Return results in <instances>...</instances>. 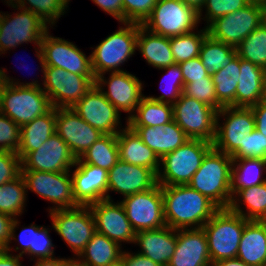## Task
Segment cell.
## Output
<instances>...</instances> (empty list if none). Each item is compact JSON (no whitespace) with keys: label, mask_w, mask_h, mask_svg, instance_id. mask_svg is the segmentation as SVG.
Listing matches in <instances>:
<instances>
[{"label":"cell","mask_w":266,"mask_h":266,"mask_svg":"<svg viewBox=\"0 0 266 266\" xmlns=\"http://www.w3.org/2000/svg\"><path fill=\"white\" fill-rule=\"evenodd\" d=\"M164 220L175 230L202 228L219 210L206 196L188 185L161 186Z\"/></svg>","instance_id":"6da1fadb"},{"label":"cell","mask_w":266,"mask_h":266,"mask_svg":"<svg viewBox=\"0 0 266 266\" xmlns=\"http://www.w3.org/2000/svg\"><path fill=\"white\" fill-rule=\"evenodd\" d=\"M0 76L3 81L0 89V112L19 127L46 114L52 108L49 97L38 80L28 83L15 81L7 76L5 68L0 69Z\"/></svg>","instance_id":"7a4b0ae2"},{"label":"cell","mask_w":266,"mask_h":266,"mask_svg":"<svg viewBox=\"0 0 266 266\" xmlns=\"http://www.w3.org/2000/svg\"><path fill=\"white\" fill-rule=\"evenodd\" d=\"M232 164L230 155L212 148L203 158L188 186L206 196L219 209H227L232 200Z\"/></svg>","instance_id":"3957f363"},{"label":"cell","mask_w":266,"mask_h":266,"mask_svg":"<svg viewBox=\"0 0 266 266\" xmlns=\"http://www.w3.org/2000/svg\"><path fill=\"white\" fill-rule=\"evenodd\" d=\"M36 57L43 73L42 90L54 108H71L80 101L95 84L96 78L67 72L58 67L46 66L41 43L37 45Z\"/></svg>","instance_id":"277c9868"},{"label":"cell","mask_w":266,"mask_h":266,"mask_svg":"<svg viewBox=\"0 0 266 266\" xmlns=\"http://www.w3.org/2000/svg\"><path fill=\"white\" fill-rule=\"evenodd\" d=\"M249 220L232 212L219 209L202 227L208 241L212 263L236 258L245 224Z\"/></svg>","instance_id":"5b68a950"},{"label":"cell","mask_w":266,"mask_h":266,"mask_svg":"<svg viewBox=\"0 0 266 266\" xmlns=\"http://www.w3.org/2000/svg\"><path fill=\"white\" fill-rule=\"evenodd\" d=\"M213 148V143L202 139H189L173 152L160 159L157 182L161 186L188 185L201 166L203 158ZM163 168V169H162Z\"/></svg>","instance_id":"8992f818"},{"label":"cell","mask_w":266,"mask_h":266,"mask_svg":"<svg viewBox=\"0 0 266 266\" xmlns=\"http://www.w3.org/2000/svg\"><path fill=\"white\" fill-rule=\"evenodd\" d=\"M119 30L103 39L92 51L91 64L95 77L106 72L123 71L125 61L137 50L138 24L123 23Z\"/></svg>","instance_id":"52a82bcc"},{"label":"cell","mask_w":266,"mask_h":266,"mask_svg":"<svg viewBox=\"0 0 266 266\" xmlns=\"http://www.w3.org/2000/svg\"><path fill=\"white\" fill-rule=\"evenodd\" d=\"M199 12L181 0H158L142 26L150 32L172 37L198 29Z\"/></svg>","instance_id":"ba28073f"},{"label":"cell","mask_w":266,"mask_h":266,"mask_svg":"<svg viewBox=\"0 0 266 266\" xmlns=\"http://www.w3.org/2000/svg\"><path fill=\"white\" fill-rule=\"evenodd\" d=\"M8 6L20 11L14 16L0 12V54L23 43L38 45L50 27L33 12L17 7L10 0Z\"/></svg>","instance_id":"9c48e42d"},{"label":"cell","mask_w":266,"mask_h":266,"mask_svg":"<svg viewBox=\"0 0 266 266\" xmlns=\"http://www.w3.org/2000/svg\"><path fill=\"white\" fill-rule=\"evenodd\" d=\"M263 19V5L252 0L242 9L217 18L207 30L212 38L236 48L263 23Z\"/></svg>","instance_id":"30bf717a"},{"label":"cell","mask_w":266,"mask_h":266,"mask_svg":"<svg viewBox=\"0 0 266 266\" xmlns=\"http://www.w3.org/2000/svg\"><path fill=\"white\" fill-rule=\"evenodd\" d=\"M49 214L53 230L78 257L96 232L95 219L90 207L79 205L71 209L54 210Z\"/></svg>","instance_id":"8fae6325"},{"label":"cell","mask_w":266,"mask_h":266,"mask_svg":"<svg viewBox=\"0 0 266 266\" xmlns=\"http://www.w3.org/2000/svg\"><path fill=\"white\" fill-rule=\"evenodd\" d=\"M220 117L224 119L222 125ZM254 129L255 117L251 107L224 106L217 111L213 148L231 155Z\"/></svg>","instance_id":"7c38bea8"},{"label":"cell","mask_w":266,"mask_h":266,"mask_svg":"<svg viewBox=\"0 0 266 266\" xmlns=\"http://www.w3.org/2000/svg\"><path fill=\"white\" fill-rule=\"evenodd\" d=\"M174 121L190 139H202L213 143L217 111L183 93L173 104Z\"/></svg>","instance_id":"4fadbf2b"},{"label":"cell","mask_w":266,"mask_h":266,"mask_svg":"<svg viewBox=\"0 0 266 266\" xmlns=\"http://www.w3.org/2000/svg\"><path fill=\"white\" fill-rule=\"evenodd\" d=\"M26 183V190L35 192L40 198L55 204L49 212L58 209H71L79 206L73 196L72 177L70 171L43 172L21 171Z\"/></svg>","instance_id":"5bb4252c"},{"label":"cell","mask_w":266,"mask_h":266,"mask_svg":"<svg viewBox=\"0 0 266 266\" xmlns=\"http://www.w3.org/2000/svg\"><path fill=\"white\" fill-rule=\"evenodd\" d=\"M136 232L156 230L166 226L161 185L135 193L120 201Z\"/></svg>","instance_id":"9a60e30c"},{"label":"cell","mask_w":266,"mask_h":266,"mask_svg":"<svg viewBox=\"0 0 266 266\" xmlns=\"http://www.w3.org/2000/svg\"><path fill=\"white\" fill-rule=\"evenodd\" d=\"M41 45L45 57V65L58 67L67 72L96 78L91 64V55L86 56L73 42L44 34Z\"/></svg>","instance_id":"2e32d148"},{"label":"cell","mask_w":266,"mask_h":266,"mask_svg":"<svg viewBox=\"0 0 266 266\" xmlns=\"http://www.w3.org/2000/svg\"><path fill=\"white\" fill-rule=\"evenodd\" d=\"M71 108L102 134L117 135L122 130L119 127L122 125L120 112L106 99L96 84Z\"/></svg>","instance_id":"e0dca14e"},{"label":"cell","mask_w":266,"mask_h":266,"mask_svg":"<svg viewBox=\"0 0 266 266\" xmlns=\"http://www.w3.org/2000/svg\"><path fill=\"white\" fill-rule=\"evenodd\" d=\"M104 73L96 77L95 84L101 89L106 99L121 113H128L127 119L135 112L144 97L143 83L127 71L110 72L109 78ZM105 78V79H104ZM107 86V91L103 89Z\"/></svg>","instance_id":"ac0fdd59"},{"label":"cell","mask_w":266,"mask_h":266,"mask_svg":"<svg viewBox=\"0 0 266 266\" xmlns=\"http://www.w3.org/2000/svg\"><path fill=\"white\" fill-rule=\"evenodd\" d=\"M76 157L66 142L54 133L37 150L21 160V171L65 172L74 167Z\"/></svg>","instance_id":"d6986e66"},{"label":"cell","mask_w":266,"mask_h":266,"mask_svg":"<svg viewBox=\"0 0 266 266\" xmlns=\"http://www.w3.org/2000/svg\"><path fill=\"white\" fill-rule=\"evenodd\" d=\"M89 207L98 233L105 235L120 246L121 242L134 244L136 231L128 220L121 202L115 203L113 200L104 199Z\"/></svg>","instance_id":"ffe728a7"},{"label":"cell","mask_w":266,"mask_h":266,"mask_svg":"<svg viewBox=\"0 0 266 266\" xmlns=\"http://www.w3.org/2000/svg\"><path fill=\"white\" fill-rule=\"evenodd\" d=\"M56 133L66 142L76 159L103 135L72 108H56Z\"/></svg>","instance_id":"44dd1931"},{"label":"cell","mask_w":266,"mask_h":266,"mask_svg":"<svg viewBox=\"0 0 266 266\" xmlns=\"http://www.w3.org/2000/svg\"><path fill=\"white\" fill-rule=\"evenodd\" d=\"M72 177L73 196L80 206L108 199V171L76 159Z\"/></svg>","instance_id":"7402d4cb"},{"label":"cell","mask_w":266,"mask_h":266,"mask_svg":"<svg viewBox=\"0 0 266 266\" xmlns=\"http://www.w3.org/2000/svg\"><path fill=\"white\" fill-rule=\"evenodd\" d=\"M157 184V174L152 169L132 165L119 159L108 171V200H112L110 191L120 193L124 198L148 191Z\"/></svg>","instance_id":"603a6c76"},{"label":"cell","mask_w":266,"mask_h":266,"mask_svg":"<svg viewBox=\"0 0 266 266\" xmlns=\"http://www.w3.org/2000/svg\"><path fill=\"white\" fill-rule=\"evenodd\" d=\"M203 228L177 230L175 252L168 266H211Z\"/></svg>","instance_id":"cb8c5ba5"},{"label":"cell","mask_w":266,"mask_h":266,"mask_svg":"<svg viewBox=\"0 0 266 266\" xmlns=\"http://www.w3.org/2000/svg\"><path fill=\"white\" fill-rule=\"evenodd\" d=\"M142 254L161 266H168L177 243V230L165 226L156 230L136 232L134 244Z\"/></svg>","instance_id":"d4e9b609"},{"label":"cell","mask_w":266,"mask_h":266,"mask_svg":"<svg viewBox=\"0 0 266 266\" xmlns=\"http://www.w3.org/2000/svg\"><path fill=\"white\" fill-rule=\"evenodd\" d=\"M130 128L160 159L190 139L174 120L163 126Z\"/></svg>","instance_id":"484cf974"},{"label":"cell","mask_w":266,"mask_h":266,"mask_svg":"<svg viewBox=\"0 0 266 266\" xmlns=\"http://www.w3.org/2000/svg\"><path fill=\"white\" fill-rule=\"evenodd\" d=\"M117 144L120 160L152 169L158 174L160 158L128 125L117 134Z\"/></svg>","instance_id":"4316f807"},{"label":"cell","mask_w":266,"mask_h":266,"mask_svg":"<svg viewBox=\"0 0 266 266\" xmlns=\"http://www.w3.org/2000/svg\"><path fill=\"white\" fill-rule=\"evenodd\" d=\"M240 71L235 107H252L263 100L266 70L240 58Z\"/></svg>","instance_id":"83f0119b"},{"label":"cell","mask_w":266,"mask_h":266,"mask_svg":"<svg viewBox=\"0 0 266 266\" xmlns=\"http://www.w3.org/2000/svg\"><path fill=\"white\" fill-rule=\"evenodd\" d=\"M236 258L249 266H266V221L245 224Z\"/></svg>","instance_id":"f1b7e54d"},{"label":"cell","mask_w":266,"mask_h":266,"mask_svg":"<svg viewBox=\"0 0 266 266\" xmlns=\"http://www.w3.org/2000/svg\"><path fill=\"white\" fill-rule=\"evenodd\" d=\"M56 133V108L36 117L20 127V145L17 155L21 160L37 150L50 136Z\"/></svg>","instance_id":"f546056e"},{"label":"cell","mask_w":266,"mask_h":266,"mask_svg":"<svg viewBox=\"0 0 266 266\" xmlns=\"http://www.w3.org/2000/svg\"><path fill=\"white\" fill-rule=\"evenodd\" d=\"M137 50L143 58L156 69L175 64L170 46V37L150 32L138 24Z\"/></svg>","instance_id":"4dcf8cb0"},{"label":"cell","mask_w":266,"mask_h":266,"mask_svg":"<svg viewBox=\"0 0 266 266\" xmlns=\"http://www.w3.org/2000/svg\"><path fill=\"white\" fill-rule=\"evenodd\" d=\"M121 248L118 243L96 231L75 259L84 266H105L121 258Z\"/></svg>","instance_id":"1f68e13d"},{"label":"cell","mask_w":266,"mask_h":266,"mask_svg":"<svg viewBox=\"0 0 266 266\" xmlns=\"http://www.w3.org/2000/svg\"><path fill=\"white\" fill-rule=\"evenodd\" d=\"M234 195L229 206L232 212L247 220L266 221V181L256 186L238 190ZM240 203L246 205V212L243 211Z\"/></svg>","instance_id":"d6a6232c"},{"label":"cell","mask_w":266,"mask_h":266,"mask_svg":"<svg viewBox=\"0 0 266 266\" xmlns=\"http://www.w3.org/2000/svg\"><path fill=\"white\" fill-rule=\"evenodd\" d=\"M174 120L173 105L144 96L135 112L126 120L129 127L163 126Z\"/></svg>","instance_id":"836d02e7"},{"label":"cell","mask_w":266,"mask_h":266,"mask_svg":"<svg viewBox=\"0 0 266 266\" xmlns=\"http://www.w3.org/2000/svg\"><path fill=\"white\" fill-rule=\"evenodd\" d=\"M263 172L266 173L265 159H233L231 176L232 196L238 190L264 183L266 177L264 178Z\"/></svg>","instance_id":"e575fe53"},{"label":"cell","mask_w":266,"mask_h":266,"mask_svg":"<svg viewBox=\"0 0 266 266\" xmlns=\"http://www.w3.org/2000/svg\"><path fill=\"white\" fill-rule=\"evenodd\" d=\"M240 72V57L237 55L226 67L211 74L217 101L223 107H235L236 87L238 86Z\"/></svg>","instance_id":"d590c367"},{"label":"cell","mask_w":266,"mask_h":266,"mask_svg":"<svg viewBox=\"0 0 266 266\" xmlns=\"http://www.w3.org/2000/svg\"><path fill=\"white\" fill-rule=\"evenodd\" d=\"M79 159L109 171L119 160L117 135L103 134Z\"/></svg>","instance_id":"8d00e7d4"},{"label":"cell","mask_w":266,"mask_h":266,"mask_svg":"<svg viewBox=\"0 0 266 266\" xmlns=\"http://www.w3.org/2000/svg\"><path fill=\"white\" fill-rule=\"evenodd\" d=\"M236 56V48L212 38L209 34L205 37L199 53V58L209 74L226 67Z\"/></svg>","instance_id":"74e56055"},{"label":"cell","mask_w":266,"mask_h":266,"mask_svg":"<svg viewBox=\"0 0 266 266\" xmlns=\"http://www.w3.org/2000/svg\"><path fill=\"white\" fill-rule=\"evenodd\" d=\"M26 193V183L22 174L0 185V212L13 219L22 215L24 206H26Z\"/></svg>","instance_id":"f35d334b"},{"label":"cell","mask_w":266,"mask_h":266,"mask_svg":"<svg viewBox=\"0 0 266 266\" xmlns=\"http://www.w3.org/2000/svg\"><path fill=\"white\" fill-rule=\"evenodd\" d=\"M208 30L205 27L197 33L192 32L170 37V46L175 64L199 57L200 49Z\"/></svg>","instance_id":"ab89813d"},{"label":"cell","mask_w":266,"mask_h":266,"mask_svg":"<svg viewBox=\"0 0 266 266\" xmlns=\"http://www.w3.org/2000/svg\"><path fill=\"white\" fill-rule=\"evenodd\" d=\"M237 55L266 70V26L262 23L237 47Z\"/></svg>","instance_id":"60d3db41"},{"label":"cell","mask_w":266,"mask_h":266,"mask_svg":"<svg viewBox=\"0 0 266 266\" xmlns=\"http://www.w3.org/2000/svg\"><path fill=\"white\" fill-rule=\"evenodd\" d=\"M17 7L29 10L52 27L61 15H64L68 4L65 0H10ZM27 4L29 6H27ZM52 24V25H51Z\"/></svg>","instance_id":"b9f144b4"},{"label":"cell","mask_w":266,"mask_h":266,"mask_svg":"<svg viewBox=\"0 0 266 266\" xmlns=\"http://www.w3.org/2000/svg\"><path fill=\"white\" fill-rule=\"evenodd\" d=\"M166 70V75H164V79H162L161 84L165 81L166 89L161 87V89L164 90V93L160 95L159 97H154V96H147L148 98L159 101V102H164V103H170L174 104L178 98L181 96L183 93L184 89V79L182 76V71L179 66V64H174L165 68L161 69ZM164 80V81H163ZM167 80V81H166ZM162 90V91H163Z\"/></svg>","instance_id":"7bdbcfd3"},{"label":"cell","mask_w":266,"mask_h":266,"mask_svg":"<svg viewBox=\"0 0 266 266\" xmlns=\"http://www.w3.org/2000/svg\"><path fill=\"white\" fill-rule=\"evenodd\" d=\"M183 94L213 107L216 111L223 108V106L217 101L215 86L211 74L203 79H198L194 82L185 84Z\"/></svg>","instance_id":"ee69618b"},{"label":"cell","mask_w":266,"mask_h":266,"mask_svg":"<svg viewBox=\"0 0 266 266\" xmlns=\"http://www.w3.org/2000/svg\"><path fill=\"white\" fill-rule=\"evenodd\" d=\"M230 156L232 159L256 158L266 160V137L254 129Z\"/></svg>","instance_id":"f6af8a7d"},{"label":"cell","mask_w":266,"mask_h":266,"mask_svg":"<svg viewBox=\"0 0 266 266\" xmlns=\"http://www.w3.org/2000/svg\"><path fill=\"white\" fill-rule=\"evenodd\" d=\"M252 0H206L203 8L206 9L205 17H199L207 22L206 28L217 18L223 17L234 11L242 9Z\"/></svg>","instance_id":"bcb514c9"},{"label":"cell","mask_w":266,"mask_h":266,"mask_svg":"<svg viewBox=\"0 0 266 266\" xmlns=\"http://www.w3.org/2000/svg\"><path fill=\"white\" fill-rule=\"evenodd\" d=\"M157 2L158 0H123L124 23L142 25Z\"/></svg>","instance_id":"7dc6e473"},{"label":"cell","mask_w":266,"mask_h":266,"mask_svg":"<svg viewBox=\"0 0 266 266\" xmlns=\"http://www.w3.org/2000/svg\"><path fill=\"white\" fill-rule=\"evenodd\" d=\"M20 145V127L0 112V151L17 153Z\"/></svg>","instance_id":"c3c4849f"},{"label":"cell","mask_w":266,"mask_h":266,"mask_svg":"<svg viewBox=\"0 0 266 266\" xmlns=\"http://www.w3.org/2000/svg\"><path fill=\"white\" fill-rule=\"evenodd\" d=\"M49 229L39 226L34 231L33 247H29L23 255L32 256L31 260L33 257H36L35 260L54 257L55 248L49 235Z\"/></svg>","instance_id":"681fc988"},{"label":"cell","mask_w":266,"mask_h":266,"mask_svg":"<svg viewBox=\"0 0 266 266\" xmlns=\"http://www.w3.org/2000/svg\"><path fill=\"white\" fill-rule=\"evenodd\" d=\"M21 158L15 152L0 151V185L21 174Z\"/></svg>","instance_id":"f907efd6"},{"label":"cell","mask_w":266,"mask_h":266,"mask_svg":"<svg viewBox=\"0 0 266 266\" xmlns=\"http://www.w3.org/2000/svg\"><path fill=\"white\" fill-rule=\"evenodd\" d=\"M20 222L17 218L13 219L12 225H11V237H10V243L11 241H17L19 246H16V248H12L10 245L6 247V251L10 253L12 249L15 251L21 250L19 252V256L23 257V254L29 249V247H33V239H34V231L39 227L37 225H34V223L28 227L22 228L20 234L18 235V238L16 239V230L19 226ZM16 239V240H15Z\"/></svg>","instance_id":"816d5d0a"},{"label":"cell","mask_w":266,"mask_h":266,"mask_svg":"<svg viewBox=\"0 0 266 266\" xmlns=\"http://www.w3.org/2000/svg\"><path fill=\"white\" fill-rule=\"evenodd\" d=\"M179 66L182 71L184 85L198 79H203L209 75L199 57L181 62Z\"/></svg>","instance_id":"f5cc1de1"},{"label":"cell","mask_w":266,"mask_h":266,"mask_svg":"<svg viewBox=\"0 0 266 266\" xmlns=\"http://www.w3.org/2000/svg\"><path fill=\"white\" fill-rule=\"evenodd\" d=\"M104 12L112 15L120 23H124L123 0H92Z\"/></svg>","instance_id":"db71d44e"},{"label":"cell","mask_w":266,"mask_h":266,"mask_svg":"<svg viewBox=\"0 0 266 266\" xmlns=\"http://www.w3.org/2000/svg\"><path fill=\"white\" fill-rule=\"evenodd\" d=\"M121 257L125 266H161L150 258L135 252L133 254L124 250Z\"/></svg>","instance_id":"11a10c76"},{"label":"cell","mask_w":266,"mask_h":266,"mask_svg":"<svg viewBox=\"0 0 266 266\" xmlns=\"http://www.w3.org/2000/svg\"><path fill=\"white\" fill-rule=\"evenodd\" d=\"M13 218L0 212V248L10 245Z\"/></svg>","instance_id":"9f6ffc18"},{"label":"cell","mask_w":266,"mask_h":266,"mask_svg":"<svg viewBox=\"0 0 266 266\" xmlns=\"http://www.w3.org/2000/svg\"><path fill=\"white\" fill-rule=\"evenodd\" d=\"M256 130L266 137V102L260 101L252 106Z\"/></svg>","instance_id":"6f0895ef"},{"label":"cell","mask_w":266,"mask_h":266,"mask_svg":"<svg viewBox=\"0 0 266 266\" xmlns=\"http://www.w3.org/2000/svg\"><path fill=\"white\" fill-rule=\"evenodd\" d=\"M75 258H45V259H38L34 266H69Z\"/></svg>","instance_id":"680465c9"},{"label":"cell","mask_w":266,"mask_h":266,"mask_svg":"<svg viewBox=\"0 0 266 266\" xmlns=\"http://www.w3.org/2000/svg\"><path fill=\"white\" fill-rule=\"evenodd\" d=\"M23 259L22 256H19L18 254L12 255V253H6L1 259H0V266H22L21 265V259Z\"/></svg>","instance_id":"91938a15"},{"label":"cell","mask_w":266,"mask_h":266,"mask_svg":"<svg viewBox=\"0 0 266 266\" xmlns=\"http://www.w3.org/2000/svg\"><path fill=\"white\" fill-rule=\"evenodd\" d=\"M211 266H249V265H246L243 261H241L238 258H233L212 263Z\"/></svg>","instance_id":"94428289"},{"label":"cell","mask_w":266,"mask_h":266,"mask_svg":"<svg viewBox=\"0 0 266 266\" xmlns=\"http://www.w3.org/2000/svg\"><path fill=\"white\" fill-rule=\"evenodd\" d=\"M185 5L194 8L197 12H199V17L202 16V9L205 5L206 0H181Z\"/></svg>","instance_id":"6125c7cd"},{"label":"cell","mask_w":266,"mask_h":266,"mask_svg":"<svg viewBox=\"0 0 266 266\" xmlns=\"http://www.w3.org/2000/svg\"><path fill=\"white\" fill-rule=\"evenodd\" d=\"M105 266H125V265H124V262H123V258L121 257L117 261L109 263V264H107Z\"/></svg>","instance_id":"be15d7a7"},{"label":"cell","mask_w":266,"mask_h":266,"mask_svg":"<svg viewBox=\"0 0 266 266\" xmlns=\"http://www.w3.org/2000/svg\"><path fill=\"white\" fill-rule=\"evenodd\" d=\"M263 5V24L266 25V4Z\"/></svg>","instance_id":"e7e4bbea"},{"label":"cell","mask_w":266,"mask_h":266,"mask_svg":"<svg viewBox=\"0 0 266 266\" xmlns=\"http://www.w3.org/2000/svg\"><path fill=\"white\" fill-rule=\"evenodd\" d=\"M262 101L266 102V75H265V80H264V96H263Z\"/></svg>","instance_id":"03108f58"},{"label":"cell","mask_w":266,"mask_h":266,"mask_svg":"<svg viewBox=\"0 0 266 266\" xmlns=\"http://www.w3.org/2000/svg\"><path fill=\"white\" fill-rule=\"evenodd\" d=\"M7 253L6 248H0V259Z\"/></svg>","instance_id":"003e7915"},{"label":"cell","mask_w":266,"mask_h":266,"mask_svg":"<svg viewBox=\"0 0 266 266\" xmlns=\"http://www.w3.org/2000/svg\"><path fill=\"white\" fill-rule=\"evenodd\" d=\"M69 266H84L80 264L76 259Z\"/></svg>","instance_id":"a7ac6f4b"},{"label":"cell","mask_w":266,"mask_h":266,"mask_svg":"<svg viewBox=\"0 0 266 266\" xmlns=\"http://www.w3.org/2000/svg\"><path fill=\"white\" fill-rule=\"evenodd\" d=\"M261 4H266V0H258Z\"/></svg>","instance_id":"89a4df30"},{"label":"cell","mask_w":266,"mask_h":266,"mask_svg":"<svg viewBox=\"0 0 266 266\" xmlns=\"http://www.w3.org/2000/svg\"><path fill=\"white\" fill-rule=\"evenodd\" d=\"M2 84H3V81H2V78L0 76V89H1Z\"/></svg>","instance_id":"2644e50d"}]
</instances>
